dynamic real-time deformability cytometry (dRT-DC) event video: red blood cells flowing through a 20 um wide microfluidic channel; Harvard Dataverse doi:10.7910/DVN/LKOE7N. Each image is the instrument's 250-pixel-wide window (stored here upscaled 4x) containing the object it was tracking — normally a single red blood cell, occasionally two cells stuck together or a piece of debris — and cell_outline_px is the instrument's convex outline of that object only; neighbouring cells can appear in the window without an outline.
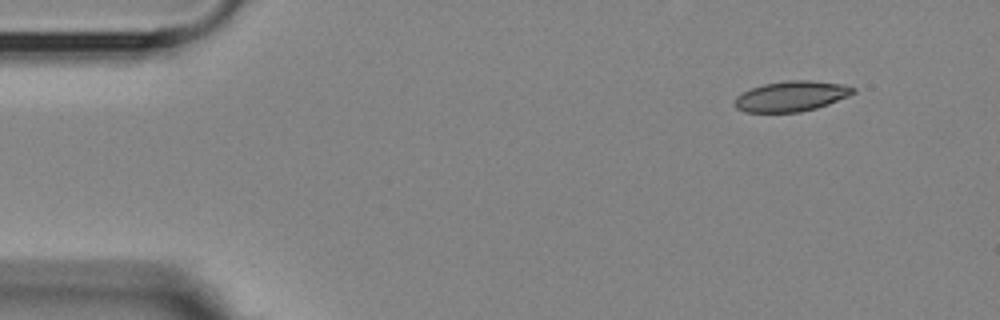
{"species": "Egyptian fruit bat (a non-hibernating species)", "species_latin": "Rousettus aegyptiacus", "temperature_condition": "room temperature", "stored_images_in_passage": 9, "camera_frame_rate_fps": 3000, "um_per_image_px": 0.085, "animal": {"sex": "female"}, "frame": {"image": 1, "passage_image": 1, "time_ms": 0.0, "image_size_px": [1000, 320], "cell_outline_px": [[856, 92], [848, 96], [828, 104], [816, 108], [800, 112], [744, 112], [736, 108], [732, 104], [736, 96], [752, 88], [764, 84], [788, 80], [812, 80], [844, 84], [856, 88]], "centroid_in_image_um": [67.26, 8.18], "position_along_channel_um": 17.7, "area_um2": 21.04}}
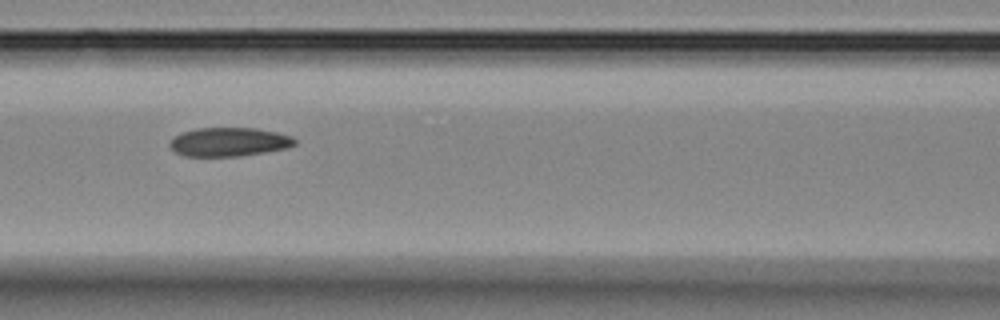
{"frame": {"image": 2, "passage_image": 6, "time_ms": 6.0, "image_size_px": [1000, 320], "cell_outline_px": [[296, 144], [288, 148], [240, 156], [184, 156], [176, 152], [168, 144], [180, 132], [196, 128], [256, 128], [276, 132], [292, 136], [296, 140]], "centroid_in_image_um": [19.48, 12.06], "position_along_channel_um": 147.1, "area_um2": 20.98}}
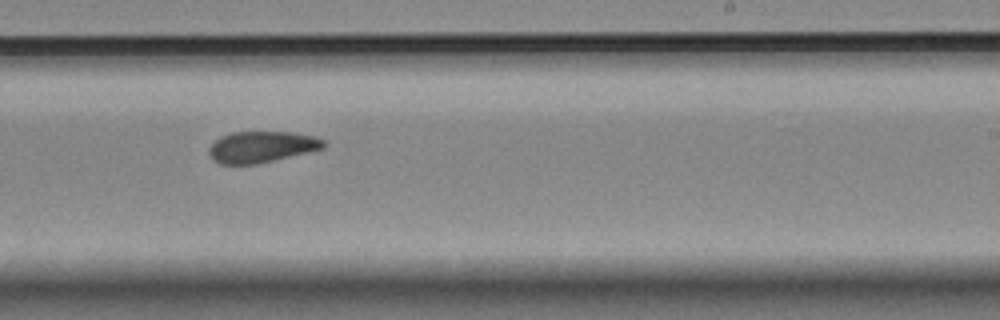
{"frame": {"image": 3, "passage_image": 9, "time_ms": 9.333, "image_size_px": [1000, 320], "cell_outline_px": [[324, 148], [308, 152], [256, 164], [220, 164], [212, 160], [208, 152], [208, 148], [220, 136], [232, 132], [292, 132], [316, 136], [324, 140]], "centroid_in_image_um": [22.21, 12.48], "position_along_channel_um": 266.8, "area_um2": 20.87}}